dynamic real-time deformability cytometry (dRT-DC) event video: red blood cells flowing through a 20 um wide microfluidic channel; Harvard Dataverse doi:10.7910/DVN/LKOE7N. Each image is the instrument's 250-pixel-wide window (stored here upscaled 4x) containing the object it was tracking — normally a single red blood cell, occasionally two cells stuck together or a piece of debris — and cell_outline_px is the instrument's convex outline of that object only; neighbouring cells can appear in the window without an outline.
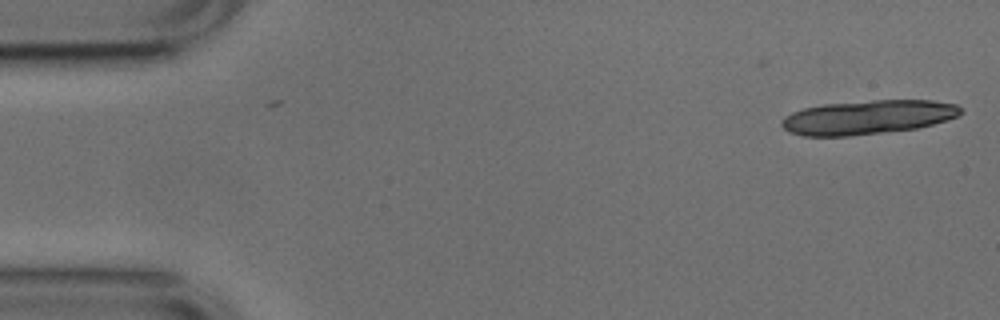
{"species": "common noctule bat (a hibernating species)", "species_latin": "Nyctalus noctula", "temperature_condition": "cold", "stored_images_in_passage": 2, "camera_frame_rate_fps": 3000, "um_per_image_px": 0.085, "animal": {"sex": "male", "body_mass_g": 17.9, "forearm_length_mm": 54.2}, "frame": {"image": 1, "passage_image": 2, "time_ms": 0.333, "image_size_px": [1000, 320], "cell_outline_px": [[964, 112], [956, 116], [932, 124], [916, 128], [848, 136], [804, 136], [788, 132], [780, 124], [780, 120], [784, 116], [792, 112], [804, 108], [824, 104], [872, 100], [932, 100], [956, 104], [964, 108]], "centroid_in_image_um": [73.73, 9.96], "position_along_channel_um": 11.3, "area_um2": 35.55}}